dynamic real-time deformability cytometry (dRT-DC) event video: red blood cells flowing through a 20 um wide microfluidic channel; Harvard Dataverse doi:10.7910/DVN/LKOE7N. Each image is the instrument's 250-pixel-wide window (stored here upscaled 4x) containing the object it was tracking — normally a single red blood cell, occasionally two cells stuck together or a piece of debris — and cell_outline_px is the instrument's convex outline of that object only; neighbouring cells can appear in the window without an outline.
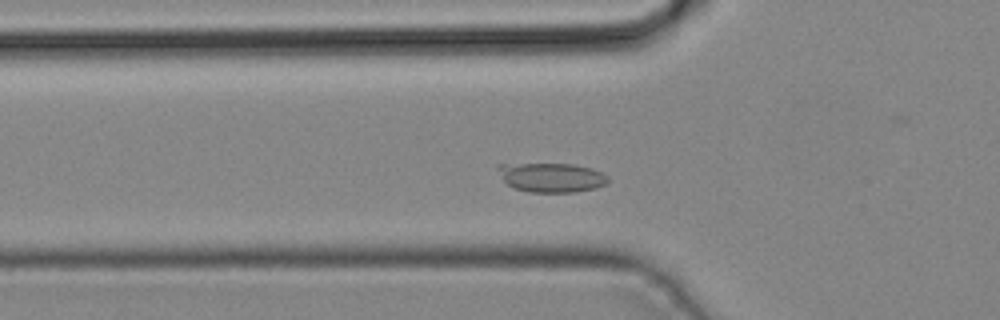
{"species": "common noctule bat (a hibernating species)", "species_latin": "Nyctalus noctula", "temperature_condition": "cold", "stored_images_in_passage": 40, "camera_frame_rate_fps": 3000, "um_per_image_px": 0.085, "animal": {"sex": "male", "body_mass_g": 19.2, "forearm_length_mm": 51.8}, "frame": {"image": 1, "passage_image": 10, "time_ms": 3.0, "image_size_px": [1000, 320], "cell_outline_px": [[608, 180], [604, 184], [596, 188], [576, 192], [528, 192], [516, 188], [508, 184], [504, 180], [496, 168], [496, 164], [572, 164], [592, 168], [608, 176]], "centroid_in_image_um": [46.87, 15.08], "position_along_channel_um": 78.9, "area_um2": 18.67}}
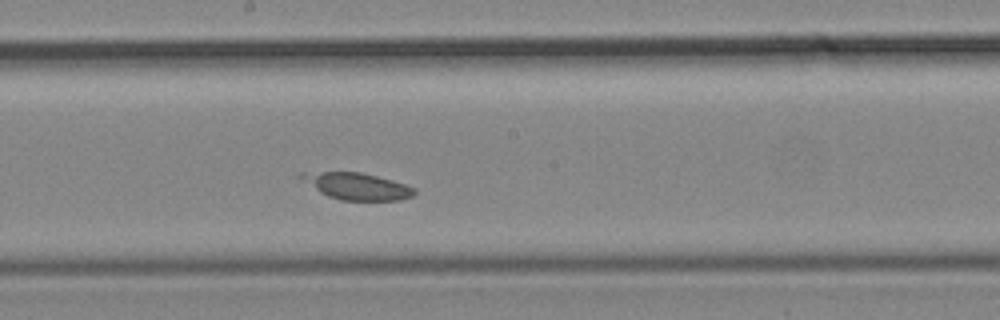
{"frame": {"image": 2, "passage_image": 19, "time_ms": 6.0, "image_size_px": [1000, 320], "cell_outline_px": [[416, 192], [412, 196], [400, 200], [340, 200], [328, 196], [320, 192], [300, 176], [300, 172], [360, 172], [392, 180], [416, 188]], "centroid_in_image_um": [30.39, 15.83], "position_along_channel_um": 217.8, "area_um2": 17.28}}
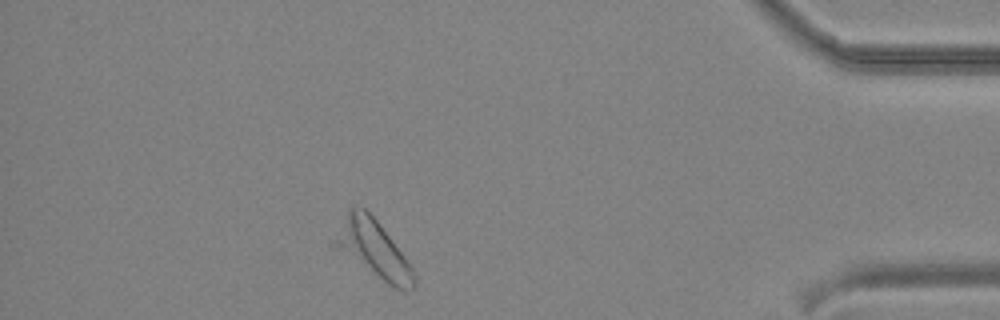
{"frame": {"image": 3, "passage_image": 34, "time_ms": 11.0, "image_size_px": [1000, 320], "cell_outline_px": [[416, 284], [412, 288], [396, 288], [388, 284], [328, 244], [348, 208], [364, 208], [376, 220], [404, 256], [416, 272]], "centroid_in_image_um": [31.66, 21.15], "position_along_channel_um": 403.5, "area_um2": 26.24}}